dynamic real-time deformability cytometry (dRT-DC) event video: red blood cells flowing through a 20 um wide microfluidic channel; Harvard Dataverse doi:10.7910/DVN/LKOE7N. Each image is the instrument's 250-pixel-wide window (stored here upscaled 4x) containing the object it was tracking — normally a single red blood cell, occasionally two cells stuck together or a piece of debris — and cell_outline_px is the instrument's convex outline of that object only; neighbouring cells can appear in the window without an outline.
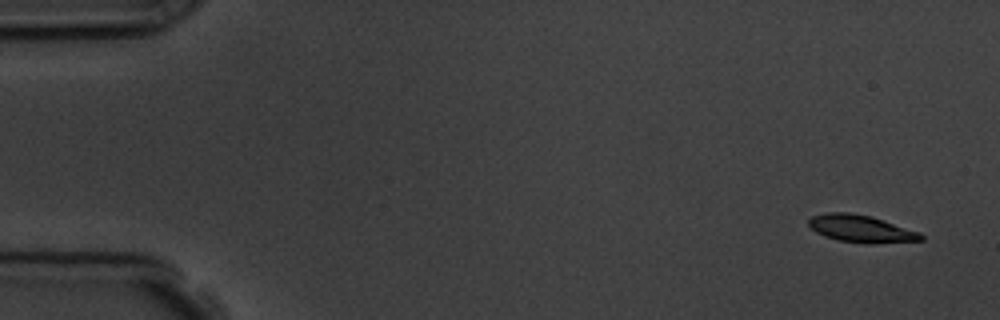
{"species": "common noctule bat (a hibernating species)", "species_latin": "Nyctalus noctula", "temperature_condition": "room temperature", "stored_images_in_passage": 6, "camera_frame_rate_fps": 3000, "um_per_image_px": 0.085, "animal": {"sex": "male", "body_mass_g": 19.5, "forearm_length_mm": 54.6}, "frame": {"image": 1, "passage_image": 1, "time_ms": 0.0, "image_size_px": [1000, 320], "cell_outline_px": [[924, 240], [872, 244], [868, 244], [840, 240], [824, 236], [816, 232], [808, 224], [808, 220], [812, 216], [824, 212], [848, 212], [872, 216], [920, 232], [924, 236]], "centroid_in_image_um": [73.2, 19.43], "position_along_channel_um": 11.8, "area_um2": 17.98}}
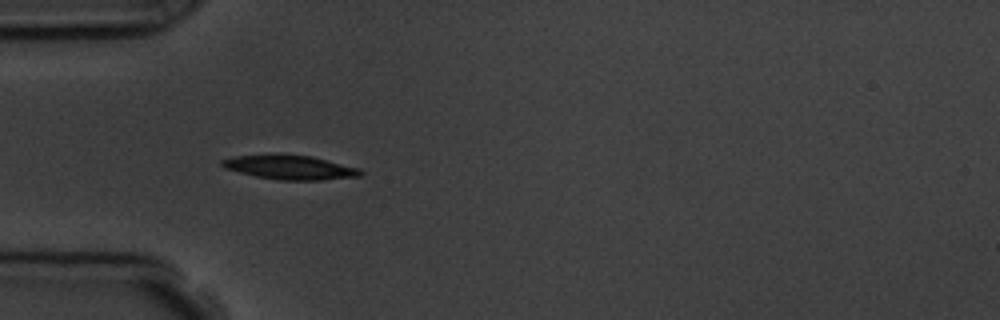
{"frame": {"image": 2, "passage_image": 5, "time_ms": 4.667, "image_size_px": [1000, 320], "cell_outline_px": [[364, 172], [360, 176], [320, 180], [276, 180], [256, 176], [224, 168], [220, 164], [220, 160], [232, 156], [280, 152], [312, 156], [360, 168]], "centroid_in_image_um": [24.61, 14.19], "position_along_channel_um": 60.4, "area_um2": 20.17}}